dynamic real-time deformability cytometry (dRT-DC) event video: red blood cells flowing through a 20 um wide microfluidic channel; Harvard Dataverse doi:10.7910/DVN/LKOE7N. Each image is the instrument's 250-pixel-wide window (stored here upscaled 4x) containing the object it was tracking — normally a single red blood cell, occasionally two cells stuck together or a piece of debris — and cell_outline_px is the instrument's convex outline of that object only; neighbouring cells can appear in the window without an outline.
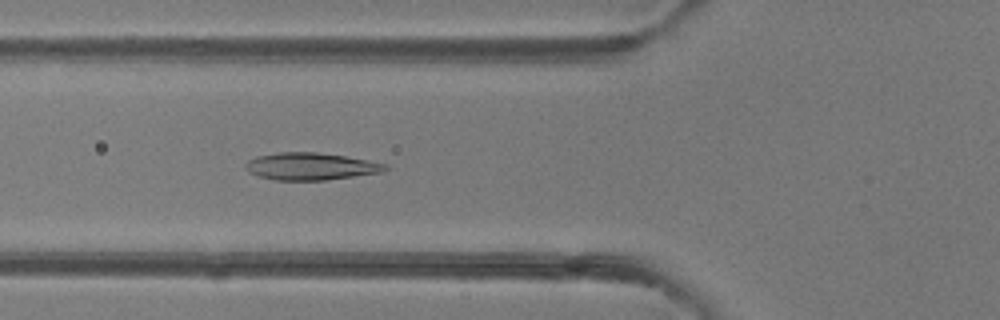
{"species": "common noctule bat (a hibernating species)", "species_latin": "Nyctalus noctula", "temperature_condition": "room temperature", "stored_images_in_passage": 46, "camera_frame_rate_fps": 3000, "um_per_image_px": 0.085, "animal": {"sex": "female"}, "frame": {"image": 1, "passage_image": 18, "time_ms": 5.667, "image_size_px": [1000, 320], "cell_outline_px": [[388, 168], [380, 172], [328, 180], [276, 180], [260, 176], [248, 172], [244, 168], [244, 164], [248, 160], [256, 156], [280, 152], [316, 152], [344, 156], [388, 164]], "centroid_in_image_um": [26.37, 14.14], "position_along_channel_um": 99.4, "area_um2": 22.08}}
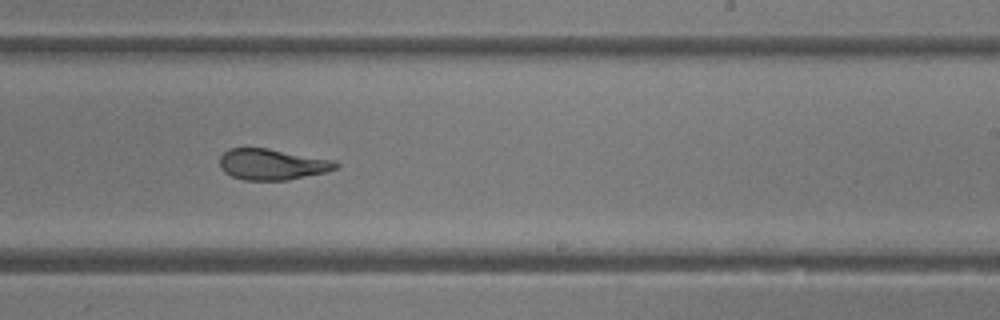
{"frame": {"image": 2, "passage_image": 30, "time_ms": 9.667, "image_size_px": [1000, 320], "cell_outline_px": [[340, 164], [336, 168], [324, 172], [288, 180], [244, 180], [232, 176], [224, 172], [220, 168], [220, 156], [228, 148], [268, 148], [336, 160]], "centroid_in_image_um": [23.13, 13.96], "position_along_channel_um": 265.9, "area_um2": 21.04}}
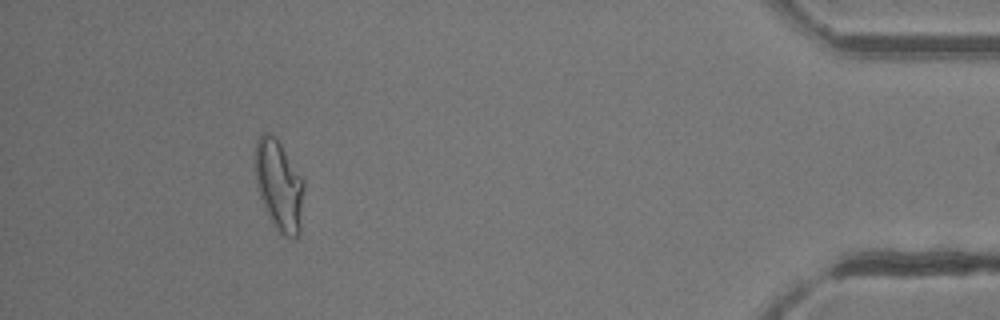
{"frame": {"image": 3, "passage_image": 45, "time_ms": 14.667, "image_size_px": [1000, 320], "cell_outline_px": [[304, 188], [300, 232], [296, 236], [288, 236], [280, 232], [272, 224], [260, 200], [256, 184], [252, 164], [256, 140], [264, 132], [272, 136], [280, 144], [304, 180]], "centroid_in_image_um": [23.67, 15.75], "position_along_channel_um": 411.5, "area_um2": 25.95}}